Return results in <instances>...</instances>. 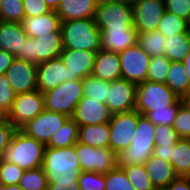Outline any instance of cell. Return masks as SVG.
I'll return each mask as SVG.
<instances>
[{"mask_svg":"<svg viewBox=\"0 0 190 190\" xmlns=\"http://www.w3.org/2000/svg\"><path fill=\"white\" fill-rule=\"evenodd\" d=\"M42 168L47 182L78 181L81 169L76 144L64 148L46 147Z\"/></svg>","mask_w":190,"mask_h":190,"instance_id":"cell-1","label":"cell"},{"mask_svg":"<svg viewBox=\"0 0 190 190\" xmlns=\"http://www.w3.org/2000/svg\"><path fill=\"white\" fill-rule=\"evenodd\" d=\"M45 148L44 143L17 129L1 159L16 164L25 171L36 169L43 166Z\"/></svg>","mask_w":190,"mask_h":190,"instance_id":"cell-2","label":"cell"},{"mask_svg":"<svg viewBox=\"0 0 190 190\" xmlns=\"http://www.w3.org/2000/svg\"><path fill=\"white\" fill-rule=\"evenodd\" d=\"M156 125L138 112V124L130 146L118 154V167L144 164L155 147Z\"/></svg>","mask_w":190,"mask_h":190,"instance_id":"cell-3","label":"cell"},{"mask_svg":"<svg viewBox=\"0 0 190 190\" xmlns=\"http://www.w3.org/2000/svg\"><path fill=\"white\" fill-rule=\"evenodd\" d=\"M61 31L63 48L93 52L101 49V31L93 18L63 21Z\"/></svg>","mask_w":190,"mask_h":190,"instance_id":"cell-4","label":"cell"},{"mask_svg":"<svg viewBox=\"0 0 190 190\" xmlns=\"http://www.w3.org/2000/svg\"><path fill=\"white\" fill-rule=\"evenodd\" d=\"M63 51L61 28L51 35L28 37L24 41L17 59L39 64L40 62L60 57Z\"/></svg>","mask_w":190,"mask_h":190,"instance_id":"cell-5","label":"cell"},{"mask_svg":"<svg viewBox=\"0 0 190 190\" xmlns=\"http://www.w3.org/2000/svg\"><path fill=\"white\" fill-rule=\"evenodd\" d=\"M179 98L165 83L146 80L137 84L135 110L145 116L152 110L167 109Z\"/></svg>","mask_w":190,"mask_h":190,"instance_id":"cell-6","label":"cell"},{"mask_svg":"<svg viewBox=\"0 0 190 190\" xmlns=\"http://www.w3.org/2000/svg\"><path fill=\"white\" fill-rule=\"evenodd\" d=\"M45 109L72 117L83 97L82 80H68L43 93Z\"/></svg>","mask_w":190,"mask_h":190,"instance_id":"cell-7","label":"cell"},{"mask_svg":"<svg viewBox=\"0 0 190 190\" xmlns=\"http://www.w3.org/2000/svg\"><path fill=\"white\" fill-rule=\"evenodd\" d=\"M94 22L100 28H133V9L131 5L109 0H99L94 14Z\"/></svg>","mask_w":190,"mask_h":190,"instance_id":"cell-8","label":"cell"},{"mask_svg":"<svg viewBox=\"0 0 190 190\" xmlns=\"http://www.w3.org/2000/svg\"><path fill=\"white\" fill-rule=\"evenodd\" d=\"M76 155L81 171L106 174L118 167V154L110 147L94 148L77 142Z\"/></svg>","mask_w":190,"mask_h":190,"instance_id":"cell-9","label":"cell"},{"mask_svg":"<svg viewBox=\"0 0 190 190\" xmlns=\"http://www.w3.org/2000/svg\"><path fill=\"white\" fill-rule=\"evenodd\" d=\"M109 124V147L119 154L130 146L138 124V111L113 114Z\"/></svg>","mask_w":190,"mask_h":190,"instance_id":"cell-10","label":"cell"},{"mask_svg":"<svg viewBox=\"0 0 190 190\" xmlns=\"http://www.w3.org/2000/svg\"><path fill=\"white\" fill-rule=\"evenodd\" d=\"M44 109L43 93L37 89L32 92L17 94L7 118L16 129H20Z\"/></svg>","mask_w":190,"mask_h":190,"instance_id":"cell-11","label":"cell"},{"mask_svg":"<svg viewBox=\"0 0 190 190\" xmlns=\"http://www.w3.org/2000/svg\"><path fill=\"white\" fill-rule=\"evenodd\" d=\"M121 77L139 84L147 80V71L151 56L138 43L119 53Z\"/></svg>","mask_w":190,"mask_h":190,"instance_id":"cell-12","label":"cell"},{"mask_svg":"<svg viewBox=\"0 0 190 190\" xmlns=\"http://www.w3.org/2000/svg\"><path fill=\"white\" fill-rule=\"evenodd\" d=\"M67 115L44 109L34 119L29 120L20 130L27 136L44 143L49 142L51 136L69 119Z\"/></svg>","mask_w":190,"mask_h":190,"instance_id":"cell-13","label":"cell"},{"mask_svg":"<svg viewBox=\"0 0 190 190\" xmlns=\"http://www.w3.org/2000/svg\"><path fill=\"white\" fill-rule=\"evenodd\" d=\"M137 84L119 79L109 82L106 105L110 113L117 114L136 108Z\"/></svg>","mask_w":190,"mask_h":190,"instance_id":"cell-14","label":"cell"},{"mask_svg":"<svg viewBox=\"0 0 190 190\" xmlns=\"http://www.w3.org/2000/svg\"><path fill=\"white\" fill-rule=\"evenodd\" d=\"M134 28L137 33L157 30L165 9L164 0H138L133 6Z\"/></svg>","mask_w":190,"mask_h":190,"instance_id":"cell-15","label":"cell"},{"mask_svg":"<svg viewBox=\"0 0 190 190\" xmlns=\"http://www.w3.org/2000/svg\"><path fill=\"white\" fill-rule=\"evenodd\" d=\"M15 94H23L38 89L37 65L15 58L5 73Z\"/></svg>","mask_w":190,"mask_h":190,"instance_id":"cell-16","label":"cell"},{"mask_svg":"<svg viewBox=\"0 0 190 190\" xmlns=\"http://www.w3.org/2000/svg\"><path fill=\"white\" fill-rule=\"evenodd\" d=\"M68 80H71L70 71L61 57L37 64V85L42 93Z\"/></svg>","mask_w":190,"mask_h":190,"instance_id":"cell-17","label":"cell"},{"mask_svg":"<svg viewBox=\"0 0 190 190\" xmlns=\"http://www.w3.org/2000/svg\"><path fill=\"white\" fill-rule=\"evenodd\" d=\"M112 114L105 103L83 96L75 107L72 119L78 126L107 123Z\"/></svg>","mask_w":190,"mask_h":190,"instance_id":"cell-18","label":"cell"},{"mask_svg":"<svg viewBox=\"0 0 190 190\" xmlns=\"http://www.w3.org/2000/svg\"><path fill=\"white\" fill-rule=\"evenodd\" d=\"M96 53L88 50L63 48L60 57L69 68L71 80H82L92 74Z\"/></svg>","mask_w":190,"mask_h":190,"instance_id":"cell-19","label":"cell"},{"mask_svg":"<svg viewBox=\"0 0 190 190\" xmlns=\"http://www.w3.org/2000/svg\"><path fill=\"white\" fill-rule=\"evenodd\" d=\"M101 49L120 53L137 43L138 33L133 28L109 29L100 28Z\"/></svg>","mask_w":190,"mask_h":190,"instance_id":"cell-20","label":"cell"},{"mask_svg":"<svg viewBox=\"0 0 190 190\" xmlns=\"http://www.w3.org/2000/svg\"><path fill=\"white\" fill-rule=\"evenodd\" d=\"M91 75L109 82L122 79L119 53L100 49L96 53Z\"/></svg>","mask_w":190,"mask_h":190,"instance_id":"cell-21","label":"cell"},{"mask_svg":"<svg viewBox=\"0 0 190 190\" xmlns=\"http://www.w3.org/2000/svg\"><path fill=\"white\" fill-rule=\"evenodd\" d=\"M28 37L35 38L39 35H51L61 28V20L55 11L35 17H24L21 22Z\"/></svg>","mask_w":190,"mask_h":190,"instance_id":"cell-22","label":"cell"},{"mask_svg":"<svg viewBox=\"0 0 190 190\" xmlns=\"http://www.w3.org/2000/svg\"><path fill=\"white\" fill-rule=\"evenodd\" d=\"M26 38L27 34L21 23L0 21V49L16 58Z\"/></svg>","mask_w":190,"mask_h":190,"instance_id":"cell-23","label":"cell"},{"mask_svg":"<svg viewBox=\"0 0 190 190\" xmlns=\"http://www.w3.org/2000/svg\"><path fill=\"white\" fill-rule=\"evenodd\" d=\"M99 0H61L56 9L61 22L93 18Z\"/></svg>","mask_w":190,"mask_h":190,"instance_id":"cell-24","label":"cell"},{"mask_svg":"<svg viewBox=\"0 0 190 190\" xmlns=\"http://www.w3.org/2000/svg\"><path fill=\"white\" fill-rule=\"evenodd\" d=\"M143 165L155 189L166 188L178 177L170 162L156 156L151 155Z\"/></svg>","mask_w":190,"mask_h":190,"instance_id":"cell-25","label":"cell"},{"mask_svg":"<svg viewBox=\"0 0 190 190\" xmlns=\"http://www.w3.org/2000/svg\"><path fill=\"white\" fill-rule=\"evenodd\" d=\"M109 124H95L78 127V143L94 148L109 147Z\"/></svg>","mask_w":190,"mask_h":190,"instance_id":"cell-26","label":"cell"},{"mask_svg":"<svg viewBox=\"0 0 190 190\" xmlns=\"http://www.w3.org/2000/svg\"><path fill=\"white\" fill-rule=\"evenodd\" d=\"M170 163L178 177H190V139L181 138L174 145Z\"/></svg>","mask_w":190,"mask_h":190,"instance_id":"cell-27","label":"cell"},{"mask_svg":"<svg viewBox=\"0 0 190 190\" xmlns=\"http://www.w3.org/2000/svg\"><path fill=\"white\" fill-rule=\"evenodd\" d=\"M163 47L165 48L164 55L171 62H182L190 52V33L185 32L166 37Z\"/></svg>","mask_w":190,"mask_h":190,"instance_id":"cell-28","label":"cell"},{"mask_svg":"<svg viewBox=\"0 0 190 190\" xmlns=\"http://www.w3.org/2000/svg\"><path fill=\"white\" fill-rule=\"evenodd\" d=\"M78 124L69 118L50 138L46 147L64 148L73 146L78 141Z\"/></svg>","mask_w":190,"mask_h":190,"instance_id":"cell-29","label":"cell"},{"mask_svg":"<svg viewBox=\"0 0 190 190\" xmlns=\"http://www.w3.org/2000/svg\"><path fill=\"white\" fill-rule=\"evenodd\" d=\"M165 84L180 98L190 90L189 78L182 62H171Z\"/></svg>","mask_w":190,"mask_h":190,"instance_id":"cell-30","label":"cell"},{"mask_svg":"<svg viewBox=\"0 0 190 190\" xmlns=\"http://www.w3.org/2000/svg\"><path fill=\"white\" fill-rule=\"evenodd\" d=\"M166 37L158 30L138 33L137 43L151 57L164 55Z\"/></svg>","mask_w":190,"mask_h":190,"instance_id":"cell-31","label":"cell"},{"mask_svg":"<svg viewBox=\"0 0 190 190\" xmlns=\"http://www.w3.org/2000/svg\"><path fill=\"white\" fill-rule=\"evenodd\" d=\"M82 86L83 96L106 104L109 81L98 79L90 75L82 79Z\"/></svg>","mask_w":190,"mask_h":190,"instance_id":"cell-32","label":"cell"},{"mask_svg":"<svg viewBox=\"0 0 190 190\" xmlns=\"http://www.w3.org/2000/svg\"><path fill=\"white\" fill-rule=\"evenodd\" d=\"M135 190H155L143 164L122 167Z\"/></svg>","mask_w":190,"mask_h":190,"instance_id":"cell-33","label":"cell"},{"mask_svg":"<svg viewBox=\"0 0 190 190\" xmlns=\"http://www.w3.org/2000/svg\"><path fill=\"white\" fill-rule=\"evenodd\" d=\"M157 30L165 37L188 32L186 20L168 11L164 12Z\"/></svg>","mask_w":190,"mask_h":190,"instance_id":"cell-34","label":"cell"},{"mask_svg":"<svg viewBox=\"0 0 190 190\" xmlns=\"http://www.w3.org/2000/svg\"><path fill=\"white\" fill-rule=\"evenodd\" d=\"M170 64L171 61L165 55L151 57L147 71V80L165 83Z\"/></svg>","mask_w":190,"mask_h":190,"instance_id":"cell-35","label":"cell"},{"mask_svg":"<svg viewBox=\"0 0 190 190\" xmlns=\"http://www.w3.org/2000/svg\"><path fill=\"white\" fill-rule=\"evenodd\" d=\"M23 190H46L47 178L42 167L23 172L18 184Z\"/></svg>","mask_w":190,"mask_h":190,"instance_id":"cell-36","label":"cell"},{"mask_svg":"<svg viewBox=\"0 0 190 190\" xmlns=\"http://www.w3.org/2000/svg\"><path fill=\"white\" fill-rule=\"evenodd\" d=\"M22 0H2L0 7V21L21 23L24 19Z\"/></svg>","mask_w":190,"mask_h":190,"instance_id":"cell-37","label":"cell"},{"mask_svg":"<svg viewBox=\"0 0 190 190\" xmlns=\"http://www.w3.org/2000/svg\"><path fill=\"white\" fill-rule=\"evenodd\" d=\"M181 104V99L179 98L173 105L167 106V109L152 110L145 116L156 126H172Z\"/></svg>","mask_w":190,"mask_h":190,"instance_id":"cell-38","label":"cell"},{"mask_svg":"<svg viewBox=\"0 0 190 190\" xmlns=\"http://www.w3.org/2000/svg\"><path fill=\"white\" fill-rule=\"evenodd\" d=\"M105 190H135L125 171L117 167L105 174Z\"/></svg>","mask_w":190,"mask_h":190,"instance_id":"cell-39","label":"cell"},{"mask_svg":"<svg viewBox=\"0 0 190 190\" xmlns=\"http://www.w3.org/2000/svg\"><path fill=\"white\" fill-rule=\"evenodd\" d=\"M24 171L18 165L0 158V181L2 186L18 185Z\"/></svg>","mask_w":190,"mask_h":190,"instance_id":"cell-40","label":"cell"},{"mask_svg":"<svg viewBox=\"0 0 190 190\" xmlns=\"http://www.w3.org/2000/svg\"><path fill=\"white\" fill-rule=\"evenodd\" d=\"M78 183L80 190H105V174L81 171Z\"/></svg>","mask_w":190,"mask_h":190,"instance_id":"cell-41","label":"cell"},{"mask_svg":"<svg viewBox=\"0 0 190 190\" xmlns=\"http://www.w3.org/2000/svg\"><path fill=\"white\" fill-rule=\"evenodd\" d=\"M15 92L11 88L6 75H0V115L7 116L10 112L13 101L15 100Z\"/></svg>","mask_w":190,"mask_h":190,"instance_id":"cell-42","label":"cell"},{"mask_svg":"<svg viewBox=\"0 0 190 190\" xmlns=\"http://www.w3.org/2000/svg\"><path fill=\"white\" fill-rule=\"evenodd\" d=\"M180 139L179 134L172 126H156L155 146L175 145Z\"/></svg>","mask_w":190,"mask_h":190,"instance_id":"cell-43","label":"cell"},{"mask_svg":"<svg viewBox=\"0 0 190 190\" xmlns=\"http://www.w3.org/2000/svg\"><path fill=\"white\" fill-rule=\"evenodd\" d=\"M172 127L177 131L180 138L190 139V110L182 104L179 106Z\"/></svg>","mask_w":190,"mask_h":190,"instance_id":"cell-44","label":"cell"},{"mask_svg":"<svg viewBox=\"0 0 190 190\" xmlns=\"http://www.w3.org/2000/svg\"><path fill=\"white\" fill-rule=\"evenodd\" d=\"M16 130L7 116H0V158L5 148L10 144L11 138Z\"/></svg>","mask_w":190,"mask_h":190,"instance_id":"cell-45","label":"cell"},{"mask_svg":"<svg viewBox=\"0 0 190 190\" xmlns=\"http://www.w3.org/2000/svg\"><path fill=\"white\" fill-rule=\"evenodd\" d=\"M165 9L185 20L190 14V0H164Z\"/></svg>","mask_w":190,"mask_h":190,"instance_id":"cell-46","label":"cell"},{"mask_svg":"<svg viewBox=\"0 0 190 190\" xmlns=\"http://www.w3.org/2000/svg\"><path fill=\"white\" fill-rule=\"evenodd\" d=\"M25 17H35L49 13L51 9L44 0H22Z\"/></svg>","mask_w":190,"mask_h":190,"instance_id":"cell-47","label":"cell"},{"mask_svg":"<svg viewBox=\"0 0 190 190\" xmlns=\"http://www.w3.org/2000/svg\"><path fill=\"white\" fill-rule=\"evenodd\" d=\"M46 190H80L78 181L48 182Z\"/></svg>","mask_w":190,"mask_h":190,"instance_id":"cell-48","label":"cell"},{"mask_svg":"<svg viewBox=\"0 0 190 190\" xmlns=\"http://www.w3.org/2000/svg\"><path fill=\"white\" fill-rule=\"evenodd\" d=\"M164 190H190V177H177Z\"/></svg>","mask_w":190,"mask_h":190,"instance_id":"cell-49","label":"cell"},{"mask_svg":"<svg viewBox=\"0 0 190 190\" xmlns=\"http://www.w3.org/2000/svg\"><path fill=\"white\" fill-rule=\"evenodd\" d=\"M174 149V145L169 146H155L152 152L153 156H156L158 158H161L165 161L170 162L171 160V153Z\"/></svg>","mask_w":190,"mask_h":190,"instance_id":"cell-50","label":"cell"},{"mask_svg":"<svg viewBox=\"0 0 190 190\" xmlns=\"http://www.w3.org/2000/svg\"><path fill=\"white\" fill-rule=\"evenodd\" d=\"M15 57L5 50L0 49V75H4L11 66Z\"/></svg>","mask_w":190,"mask_h":190,"instance_id":"cell-51","label":"cell"},{"mask_svg":"<svg viewBox=\"0 0 190 190\" xmlns=\"http://www.w3.org/2000/svg\"><path fill=\"white\" fill-rule=\"evenodd\" d=\"M182 63L185 66V71H186V74H187V76L189 78V82H190V52L186 55V57L184 58Z\"/></svg>","mask_w":190,"mask_h":190,"instance_id":"cell-52","label":"cell"},{"mask_svg":"<svg viewBox=\"0 0 190 190\" xmlns=\"http://www.w3.org/2000/svg\"><path fill=\"white\" fill-rule=\"evenodd\" d=\"M180 99L182 105L185 106V108H187L188 110H190V90L186 94H184Z\"/></svg>","mask_w":190,"mask_h":190,"instance_id":"cell-53","label":"cell"},{"mask_svg":"<svg viewBox=\"0 0 190 190\" xmlns=\"http://www.w3.org/2000/svg\"><path fill=\"white\" fill-rule=\"evenodd\" d=\"M60 1L61 0H44V2L52 11H56L57 7L59 6Z\"/></svg>","mask_w":190,"mask_h":190,"instance_id":"cell-54","label":"cell"},{"mask_svg":"<svg viewBox=\"0 0 190 190\" xmlns=\"http://www.w3.org/2000/svg\"><path fill=\"white\" fill-rule=\"evenodd\" d=\"M1 190H23L19 185L2 186Z\"/></svg>","mask_w":190,"mask_h":190,"instance_id":"cell-55","label":"cell"},{"mask_svg":"<svg viewBox=\"0 0 190 190\" xmlns=\"http://www.w3.org/2000/svg\"><path fill=\"white\" fill-rule=\"evenodd\" d=\"M112 2H120V3H126L128 5L133 6L138 0H109Z\"/></svg>","mask_w":190,"mask_h":190,"instance_id":"cell-56","label":"cell"},{"mask_svg":"<svg viewBox=\"0 0 190 190\" xmlns=\"http://www.w3.org/2000/svg\"><path fill=\"white\" fill-rule=\"evenodd\" d=\"M186 23H187V31L190 33V14L188 19L186 20Z\"/></svg>","mask_w":190,"mask_h":190,"instance_id":"cell-57","label":"cell"}]
</instances>
